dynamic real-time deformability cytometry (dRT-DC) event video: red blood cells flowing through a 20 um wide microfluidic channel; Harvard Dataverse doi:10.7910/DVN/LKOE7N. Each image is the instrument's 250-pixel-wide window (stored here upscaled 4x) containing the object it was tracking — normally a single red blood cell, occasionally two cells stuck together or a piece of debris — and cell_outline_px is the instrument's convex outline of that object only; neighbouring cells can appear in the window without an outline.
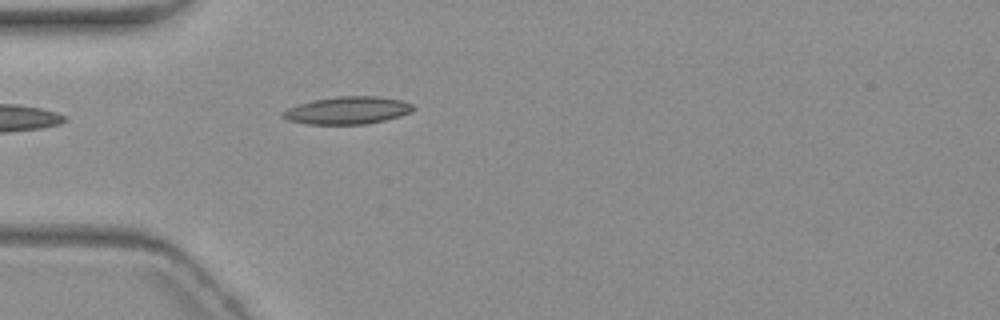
{"species": "common noctule bat (a hibernating species)", "species_latin": "Nyctalus noctula", "temperature_condition": "warm", "stored_images_in_passage": 5, "camera_frame_rate_fps": 3000, "um_per_image_px": 0.085, "animal": {"sex": "female", "body_mass_g": 19.3, "forearm_length_mm": 54.1}, "frame": {"image": 1, "passage_image": 5, "time_ms": 5.667, "image_size_px": [1000, 320], "cell_outline_px": [[416, 108], [412, 112], [400, 116], [384, 120], [364, 124], [308, 124], [288, 120], [280, 116], [280, 112], [288, 108], [312, 100], [336, 96], [376, 96], [400, 100], [412, 104]], "centroid_in_image_um": [29.53, 9.38], "position_along_channel_um": 55.5, "area_um2": 20.92}}